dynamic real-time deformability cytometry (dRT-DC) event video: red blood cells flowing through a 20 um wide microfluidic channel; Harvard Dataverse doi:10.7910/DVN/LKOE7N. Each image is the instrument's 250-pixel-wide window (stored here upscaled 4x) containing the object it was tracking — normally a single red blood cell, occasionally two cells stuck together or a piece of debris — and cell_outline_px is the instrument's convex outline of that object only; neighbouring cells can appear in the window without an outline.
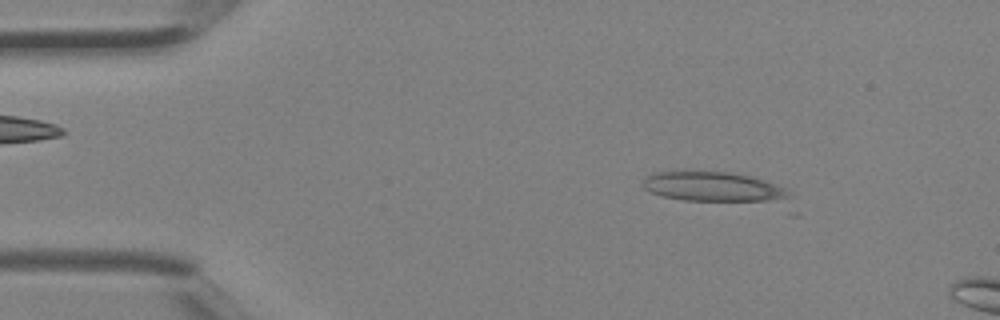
{"species": "Egyptian fruit bat (a non-hibernating species)", "species_latin": "Rousettus aegyptiacus", "temperature_condition": "room temperature", "stored_images_in_passage": 3, "camera_frame_rate_fps": 3000, "um_per_image_px": 0.085, "animal": {"sex": "female"}, "frame": {"image": 1, "passage_image": 1, "time_ms": 0.0, "image_size_px": [1000, 320], "cell_outline_px": [[796, 196], [788, 200], [684, 200], [664, 196], [652, 192], [644, 188], [640, 184], [648, 176], [656, 172], [728, 172], [748, 176], [764, 180], [788, 188]], "centroid_in_image_um": [60.71, 15.88], "position_along_channel_um": 24.3, "area_um2": 24.85}}